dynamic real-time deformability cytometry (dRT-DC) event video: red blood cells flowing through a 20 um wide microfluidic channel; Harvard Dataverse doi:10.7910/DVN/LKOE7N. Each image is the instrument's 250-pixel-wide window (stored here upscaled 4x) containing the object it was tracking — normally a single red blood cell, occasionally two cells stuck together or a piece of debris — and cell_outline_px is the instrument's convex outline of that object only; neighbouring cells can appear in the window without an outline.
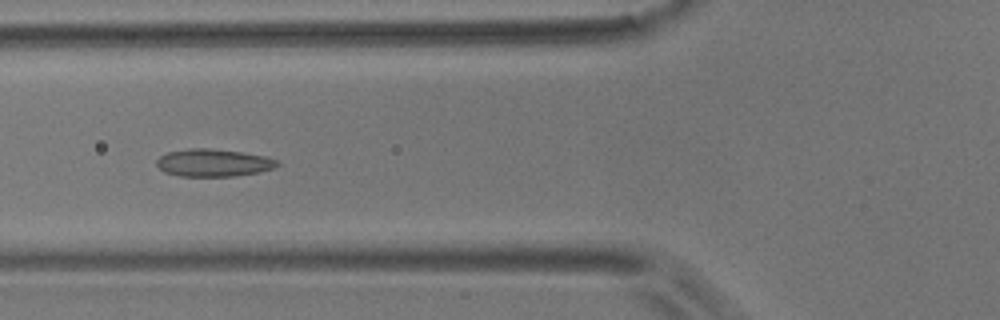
{"species": "common noctule bat (a hibernating species)", "species_latin": "Nyctalus noctula", "temperature_condition": "room temperature", "stored_images_in_passage": 5, "camera_frame_rate_fps": 3000, "um_per_image_px": 0.085, "animal": {"sex": "male", "body_mass_g": 17.9}, "frame": {"image": 1, "passage_image": 5, "time_ms": 1.333, "image_size_px": [1000, 320], "cell_outline_px": [[280, 164], [276, 168], [260, 172], [236, 176], [180, 176], [164, 172], [156, 164], [156, 160], [160, 156], [168, 152], [188, 148], [208, 148], [240, 152], [268, 156], [276, 160]], "centroid_in_image_um": [18.16, 13.84], "position_along_channel_um": 107.6, "area_um2": 19.48}}